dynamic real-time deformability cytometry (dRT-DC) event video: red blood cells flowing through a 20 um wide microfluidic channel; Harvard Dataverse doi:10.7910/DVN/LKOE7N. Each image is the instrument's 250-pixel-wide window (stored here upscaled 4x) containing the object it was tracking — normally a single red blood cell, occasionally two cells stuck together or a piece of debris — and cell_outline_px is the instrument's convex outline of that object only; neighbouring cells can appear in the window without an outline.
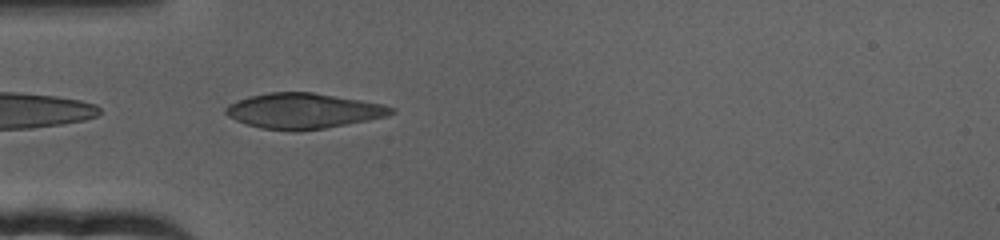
{"species": "human", "species_latin": "Homo sapiens", "temperature_condition": "cold", "stored_images_in_passage": 53, "camera_frame_rate_fps": 3000, "um_per_image_px": 0.085, "donor": {"sex": "female"}, "frame": {"image": 1, "passage_image": 3, "time_ms": 0.667, "image_size_px": [1000, 240], "cell_outline_px": [[396, 112], [388, 116], [368, 120], [324, 128], [296, 132], [292, 132], [260, 128], [236, 120], [228, 116], [224, 112], [224, 108], [228, 104], [252, 96], [268, 92], [312, 92], [384, 104], [396, 108]], "centroid_in_image_um": [25.8, 9.43], "position_along_channel_um": 59.2, "area_um2": 34.16}}
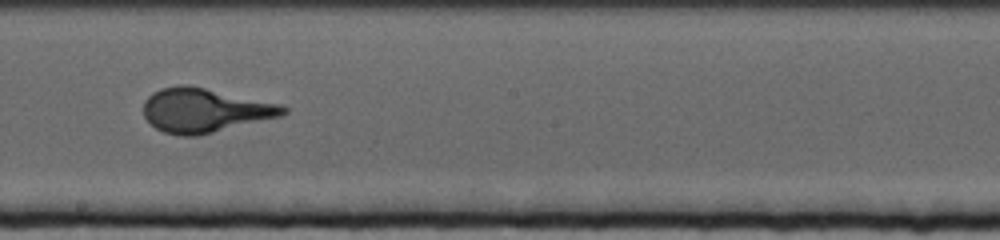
{"frame": {"image": 2, "passage_image": 22, "time_ms": 7.0, "image_size_px": [1000, 240], "cell_outline_px": [[288, 112], [280, 116], [196, 136], [180, 136], [164, 132], [156, 128], [144, 116], [144, 100], [152, 92], [160, 88], [180, 84], [188, 84], [280, 104], [288, 108]], "centroid_in_image_um": [17.36, 9.36], "position_along_channel_um": 230.8, "area_um2": 35.72}}
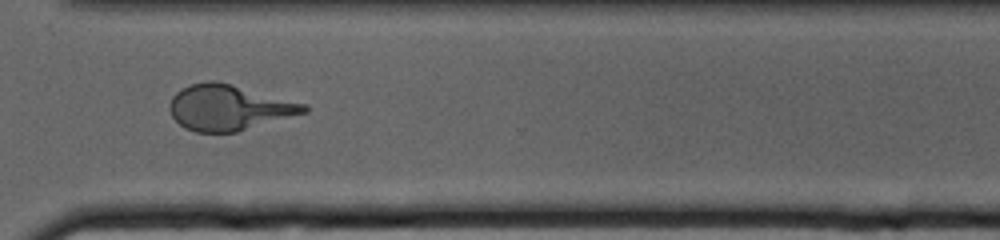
{"frame": {"image": 3, "passage_image": 35, "time_ms": 11.333, "image_size_px": [1000, 240], "cell_outline_px": [[308, 112], [236, 132], [196, 132], [184, 128], [172, 116], [168, 108], [168, 104], [172, 96], [180, 88], [192, 84], [208, 80], [216, 80], [232, 84], [308, 104]], "centroid_in_image_um": [19.44, 9.13], "position_along_channel_um": 351.2, "area_um2": 35.84}}